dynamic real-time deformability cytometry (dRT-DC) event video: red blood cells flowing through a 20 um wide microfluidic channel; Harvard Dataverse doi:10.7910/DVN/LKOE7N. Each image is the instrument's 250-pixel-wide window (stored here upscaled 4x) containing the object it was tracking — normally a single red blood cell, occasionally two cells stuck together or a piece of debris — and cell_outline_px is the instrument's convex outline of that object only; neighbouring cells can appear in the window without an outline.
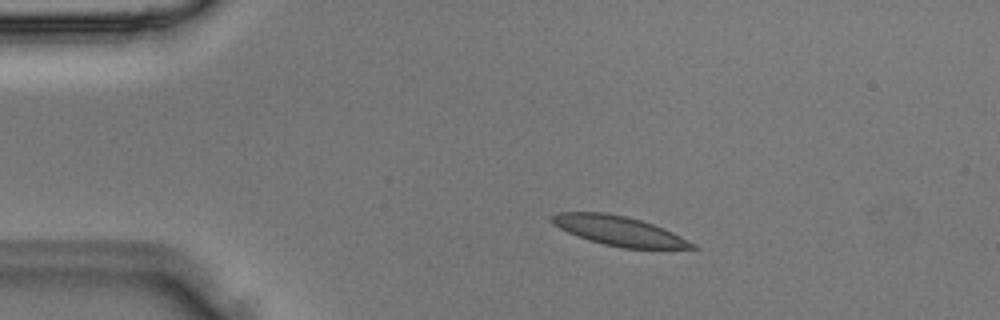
{"species": "Egyptian fruit bat (a non-hibernating species)", "species_latin": "Rousettus aegyptiacus", "temperature_condition": "room temperature", "stored_images_in_passage": 1, "camera_frame_rate_fps": 3000, "um_per_image_px": 0.085, "animal": {"sex": "male"}, "frame": {"image": 1, "passage_image": 1, "time_ms": 0.0, "image_size_px": [1000, 320], "cell_outline_px": [[696, 248], [624, 248], [604, 244], [588, 240], [576, 236], [552, 224], [552, 216], [556, 212], [604, 212], [624, 216], [640, 220], [664, 228], [696, 244]], "centroid_in_image_um": [52.58, 19.61], "position_along_channel_um": 32.4, "area_um2": 23.81}}